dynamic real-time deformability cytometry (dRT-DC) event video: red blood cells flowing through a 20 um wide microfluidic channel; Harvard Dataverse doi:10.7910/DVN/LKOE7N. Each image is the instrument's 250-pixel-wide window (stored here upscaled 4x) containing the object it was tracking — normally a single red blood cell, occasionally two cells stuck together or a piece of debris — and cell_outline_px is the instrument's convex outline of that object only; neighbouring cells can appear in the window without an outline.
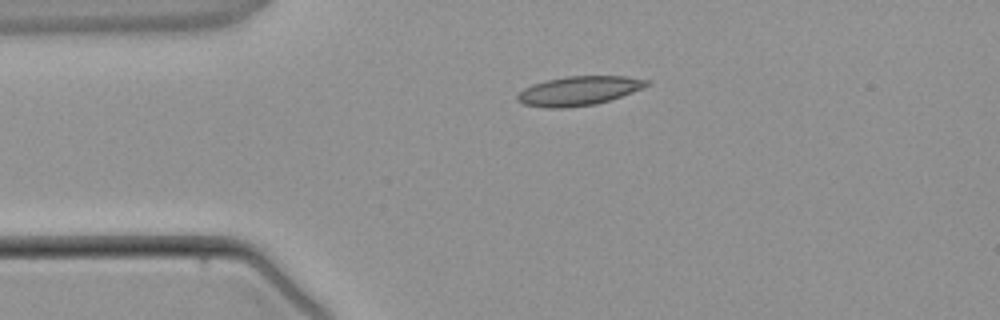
{"species": "common noctule bat (a hibernating species)", "species_latin": "Nyctalus noctula", "temperature_condition": "warm", "stored_images_in_passage": 3, "camera_frame_rate_fps": 3000, "um_per_image_px": 0.085, "animal": {"sex": "male", "body_mass_g": 21.5, "forearm_length_mm": 52.0}, "frame": {"image": 1, "passage_image": 1, "time_ms": 0.0, "image_size_px": [1000, 320], "cell_outline_px": [[648, 84], [632, 92], [596, 104], [568, 108], [548, 108], [524, 104], [516, 100], [516, 96], [524, 88], [532, 84], [548, 80], [568, 76], [624, 76], [648, 80]], "centroid_in_image_um": [49.14, 7.72], "position_along_channel_um": 35.9, "area_um2": 21.68}}
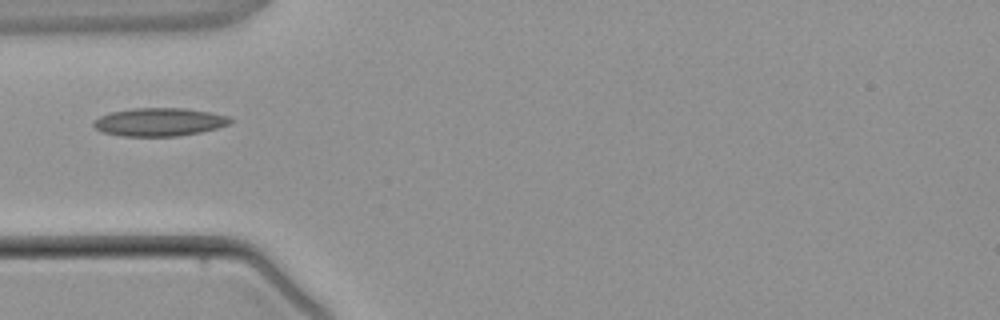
{"frame": {"image": 2, "passage_image": 2, "time_ms": 1.333, "image_size_px": [1000, 320], "cell_outline_px": [[232, 120], [228, 124], [216, 128], [200, 132], [180, 136], [120, 136], [100, 132], [92, 124], [100, 116], [112, 112], [132, 108], [184, 108], [208, 112], [228, 116]], "centroid_in_image_um": [13.51, 10.37], "position_along_channel_um": 71.5, "area_um2": 22.31}}
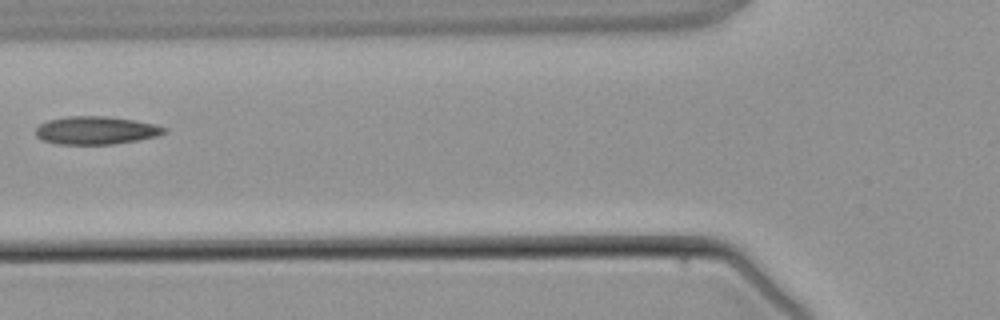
{"frame": {"image": 3, "passage_image": 3, "time_ms": 2.333, "image_size_px": [1000, 320], "cell_outline_px": [[168, 132], [156, 136], [136, 140], [112, 144], [56, 144], [44, 140], [36, 136], [36, 128], [40, 124], [48, 120], [68, 116], [108, 116], [156, 124], [168, 128]], "centroid_in_image_um": [8.17, 11.07], "position_along_channel_um": 117.6, "area_um2": 20.92}}